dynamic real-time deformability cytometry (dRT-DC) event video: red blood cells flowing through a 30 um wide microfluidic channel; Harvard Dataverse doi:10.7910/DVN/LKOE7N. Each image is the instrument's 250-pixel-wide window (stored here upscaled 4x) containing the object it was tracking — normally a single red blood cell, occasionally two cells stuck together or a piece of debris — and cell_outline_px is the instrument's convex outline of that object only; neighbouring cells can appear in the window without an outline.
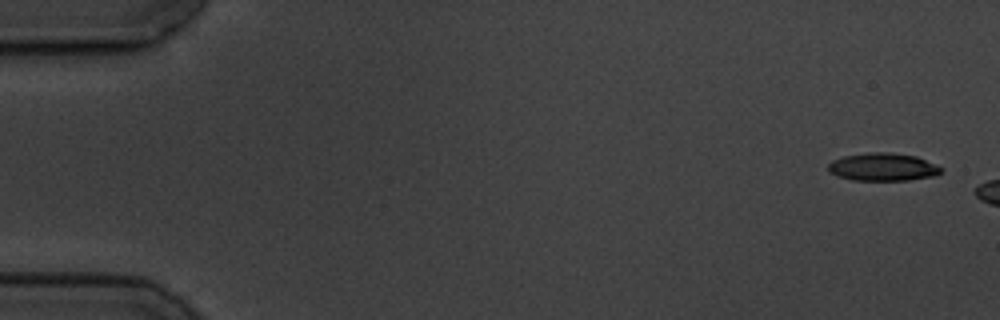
{"species": "common noctule bat (a hibernating species)", "species_latin": "Nyctalus noctula", "temperature_condition": "cold", "stored_images_in_passage": 3, "camera_frame_rate_fps": 3000, "um_per_image_px": 0.085, "animal": {"sex": "male", "body_mass_g": 19.5, "forearm_length_mm": 54.6}, "frame": {"image": 1, "passage_image": 1, "time_ms": 0.0, "image_size_px": [1000, 320], "cell_outline_px": [[944, 168], [936, 176], [908, 180], [852, 180], [836, 176], [828, 172], [828, 164], [832, 160], [844, 156], [868, 152], [892, 152], [916, 156], [936, 164]], "centroid_in_image_um": [75.04, 14.19], "position_along_channel_um": 10.0, "area_um2": 18.55}}